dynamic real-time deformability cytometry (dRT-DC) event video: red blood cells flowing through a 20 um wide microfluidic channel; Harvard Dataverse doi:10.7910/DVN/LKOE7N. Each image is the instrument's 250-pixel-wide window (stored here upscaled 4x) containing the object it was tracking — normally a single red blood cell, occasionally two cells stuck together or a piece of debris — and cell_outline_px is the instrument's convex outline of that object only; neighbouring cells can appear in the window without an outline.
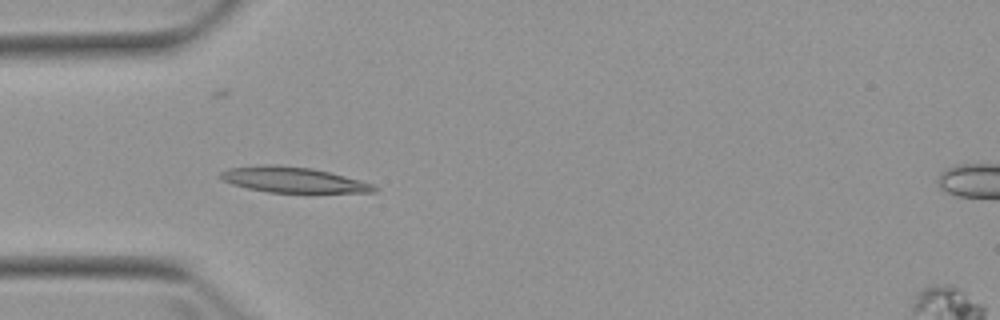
{"species": "Egyptian fruit bat (a non-hibernating species)", "species_latin": "Rousettus aegyptiacus", "temperature_condition": "warm", "stored_images_in_passage": 7, "camera_frame_rate_fps": 3000, "um_per_image_px": 0.085, "animal": {"sex": "female"}, "frame": {"image": 1, "passage_image": 4, "time_ms": 3.667, "image_size_px": [1000, 320], "cell_outline_px": [[380, 188], [376, 192], [268, 192], [248, 188], [232, 184], [220, 180], [216, 176], [220, 172], [228, 168], [268, 164], [276, 164], [312, 168], [360, 180], [372, 184]], "centroid_in_image_um": [24.85, 15.27], "position_along_channel_um": 60.2, "area_um2": 22.83}}
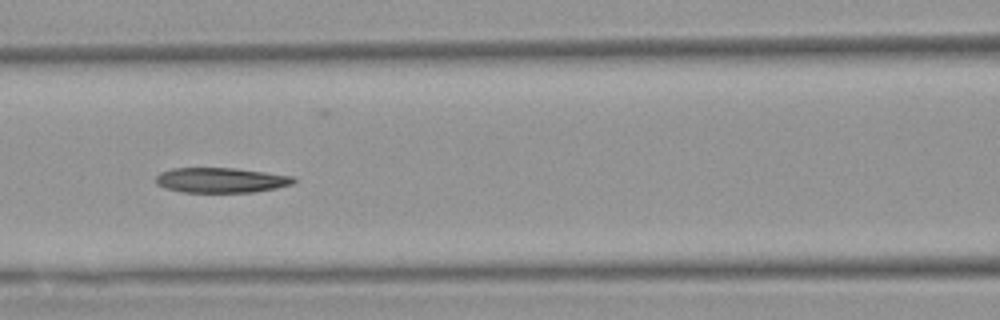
{"frame": {"image": 2, "passage_image": 6, "time_ms": 6.0, "image_size_px": [1000, 320], "cell_outline_px": [[296, 180], [292, 184], [276, 188], [252, 192], [180, 192], [164, 188], [156, 184], [156, 176], [160, 172], [172, 168], [236, 168], [296, 176]], "centroid_in_image_um": [18.78, 15.31], "position_along_channel_um": 147.8, "area_um2": 20.29}}
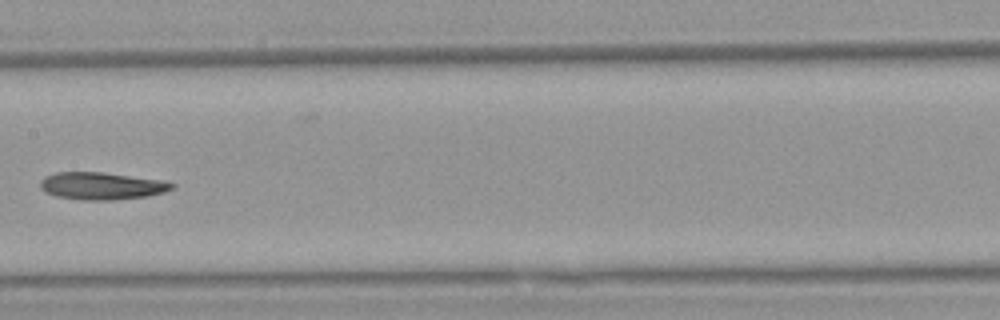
{"frame": {"image": 3, "passage_image": 7, "time_ms": 7.333, "image_size_px": [1000, 320], "cell_outline_px": [[176, 184], [172, 188], [164, 192], [148, 196], [112, 200], [80, 200], [56, 196], [44, 192], [40, 188], [40, 180], [44, 176], [56, 172], [100, 172], [160, 180]], "centroid_in_image_um": [8.58, 15.81], "position_along_channel_um": 198.8, "area_um2": 20.92}}